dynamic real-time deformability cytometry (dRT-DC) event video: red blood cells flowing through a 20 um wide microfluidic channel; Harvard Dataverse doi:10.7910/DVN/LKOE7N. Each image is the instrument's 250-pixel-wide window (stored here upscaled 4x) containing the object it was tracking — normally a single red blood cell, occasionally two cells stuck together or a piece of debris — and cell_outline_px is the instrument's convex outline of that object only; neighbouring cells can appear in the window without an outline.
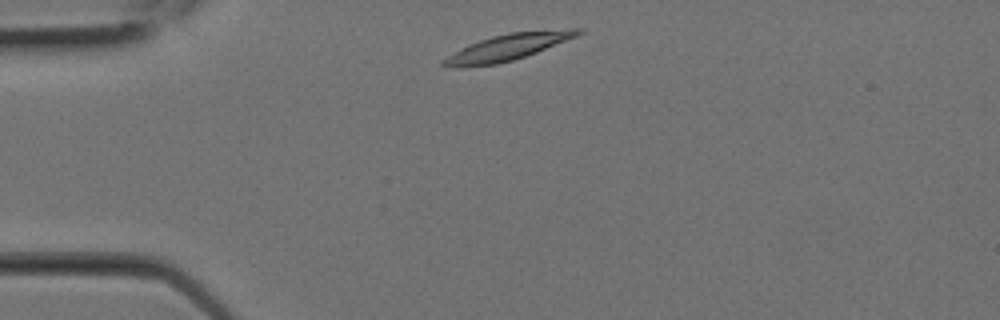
{"species": "Egyptian fruit bat (a non-hibernating species)", "species_latin": "Rousettus aegyptiacus", "temperature_condition": "room temperature", "stored_images_in_passage": 8, "camera_frame_rate_fps": 3000, "um_per_image_px": 0.085, "animal": {"sex": "female"}, "frame": {"image": 1, "passage_image": 1, "time_ms": 0.0, "image_size_px": [1000, 320], "cell_outline_px": [[584, 32], [576, 36], [536, 52], [512, 60], [496, 64], [440, 64], [440, 60], [468, 44], [492, 36], [512, 32], [568, 28], [584, 28]], "centroid_in_image_um": [43.29, 3.94], "position_along_channel_um": 41.7, "area_um2": 19.71}}
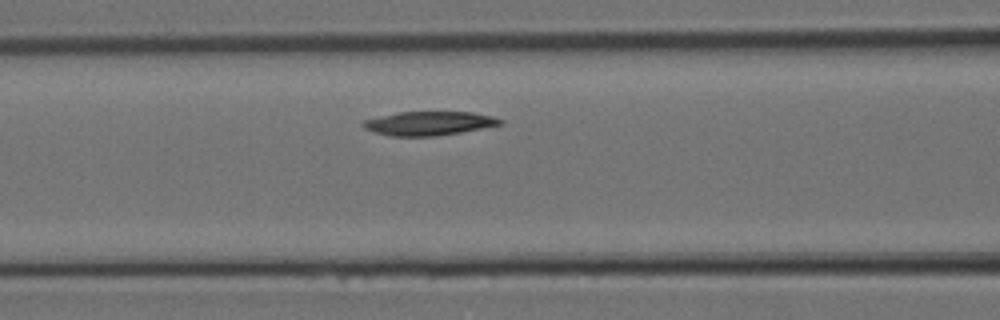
{"frame": {"image": 2, "passage_image": 5, "time_ms": 1.333, "image_size_px": [1000, 320], "cell_outline_px": [[504, 124], [460, 132], [436, 136], [392, 136], [376, 132], [364, 128], [360, 124], [360, 120], [400, 112], [476, 112], [492, 116], [504, 120]], "centroid_in_image_um": [36.46, 10.48], "position_along_channel_um": 130.1, "area_um2": 19.13}}
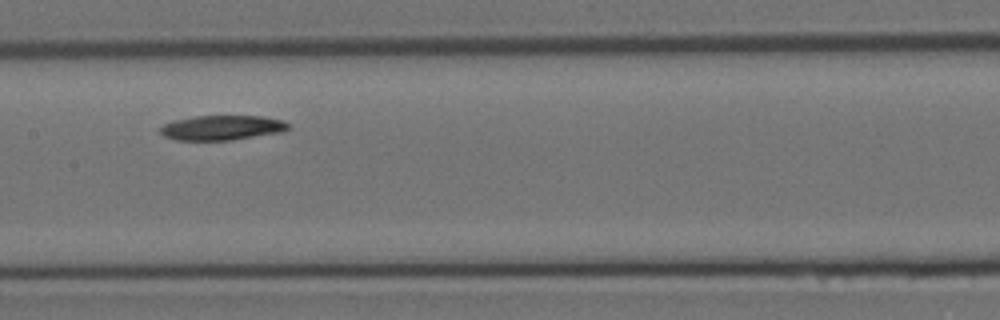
{"frame": {"image": 3, "passage_image": 7, "time_ms": 2.0, "image_size_px": [1000, 320], "cell_outline_px": [[288, 128], [280, 132], [232, 140], [176, 140], [164, 136], [160, 132], [160, 124], [176, 120], [196, 116], [264, 116], [284, 120], [288, 124]], "centroid_in_image_um": [18.83, 10.85], "position_along_channel_um": 188.6, "area_um2": 18.44}}